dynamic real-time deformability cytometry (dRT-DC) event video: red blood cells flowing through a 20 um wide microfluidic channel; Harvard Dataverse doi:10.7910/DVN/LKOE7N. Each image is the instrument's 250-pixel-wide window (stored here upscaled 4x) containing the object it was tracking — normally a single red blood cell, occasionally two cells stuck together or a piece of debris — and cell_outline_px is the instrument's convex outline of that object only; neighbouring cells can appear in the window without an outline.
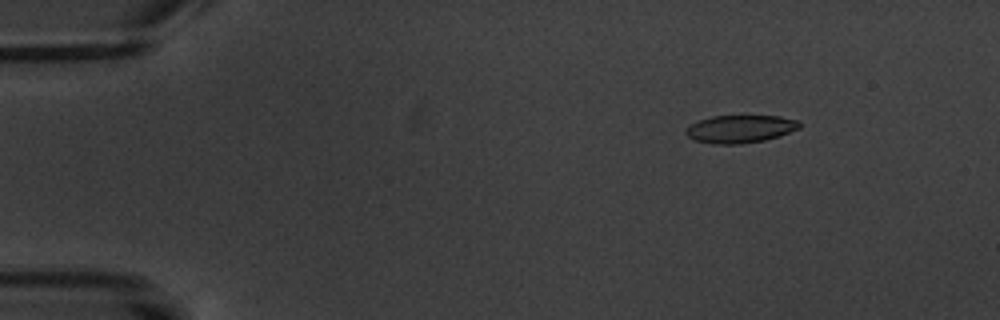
{"species": "common noctule bat (a hibernating species)", "species_latin": "Nyctalus noctula", "temperature_condition": "warm", "stored_images_in_passage": 5, "camera_frame_rate_fps": 3000, "um_per_image_px": 0.085, "animal": {"sex": "male", "body_mass_g": 20.1, "forearm_length_mm": 53.5}, "frame": {"image": 1, "passage_image": 2, "time_ms": 1.0, "image_size_px": [1000, 320], "cell_outline_px": [[800, 128], [780, 136], [764, 140], [740, 144], [712, 144], [696, 140], [688, 136], [684, 132], [688, 124], [712, 116], [780, 116], [796, 120], [800, 124]], "centroid_in_image_um": [62.89, 10.96], "position_along_channel_um": 22.1, "area_um2": 18.38}}